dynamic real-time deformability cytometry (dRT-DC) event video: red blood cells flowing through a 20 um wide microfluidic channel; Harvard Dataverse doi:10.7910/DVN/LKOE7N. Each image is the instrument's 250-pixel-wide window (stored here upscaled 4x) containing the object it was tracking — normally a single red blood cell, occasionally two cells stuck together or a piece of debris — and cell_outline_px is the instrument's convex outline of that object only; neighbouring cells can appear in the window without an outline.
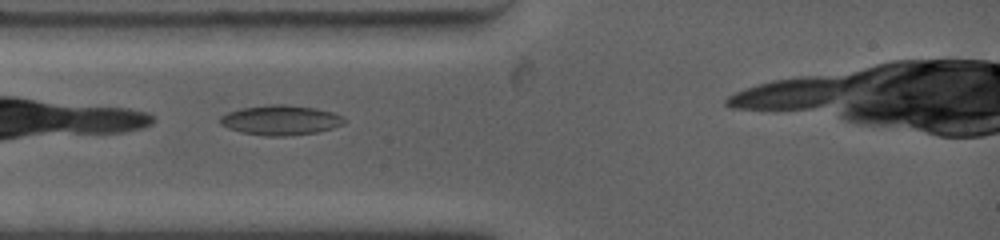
{"species": "common noctule bat (a hibernating species)", "species_latin": "Nyctalus noctula", "temperature_condition": "warm", "stored_images_in_passage": 26, "camera_frame_rate_fps": 4500, "um_per_image_px": 0.085, "animal": {"sex": "female", "body_mass_g": 19.0, "forearm_length_mm": 53.3}, "frame": {"image": 1, "passage_image": 2, "time_ms": 0.222, "image_size_px": [1000, 240], "cell_outline_px": [[348, 120], [344, 124], [332, 128], [316, 132], [284, 136], [264, 136], [240, 132], [228, 128], [220, 124], [220, 116], [228, 112], [240, 108], [268, 104], [284, 104], [316, 108], [332, 112], [344, 116]], "centroid_in_image_um": [23.86, 10.2], "position_along_channel_um": 61.1, "area_um2": 21.79}}
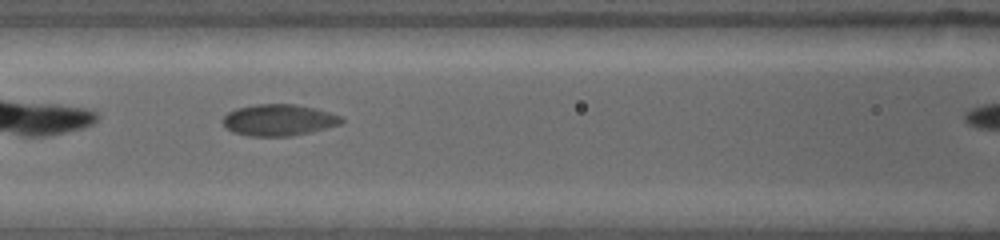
{"frame": {"image": 2, "passage_image": 8, "time_ms": 2.444, "image_size_px": [1000, 240], "cell_outline_px": [[344, 120], [340, 124], [312, 132], [292, 136], [248, 136], [232, 132], [220, 120], [228, 112], [236, 108], [256, 104], [296, 104], [316, 108], [340, 116]], "centroid_in_image_um": [23.68, 10.2], "position_along_channel_um": 142.9, "area_um2": 21.85}}
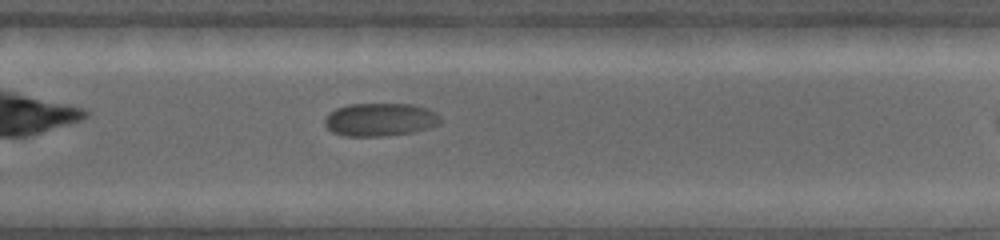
{"frame": {"image": 3, "passage_image": 20, "time_ms": 6.667, "image_size_px": [1000, 240], "cell_outline_px": [[440, 120], [436, 124], [428, 128], [412, 132], [384, 136], [344, 136], [332, 132], [324, 124], [324, 120], [328, 112], [336, 108], [348, 104], [412, 104], [428, 108], [436, 112], [440, 116]], "centroid_in_image_um": [32.27, 10.16], "position_along_channel_um": 297.5, "area_um2": 22.37}}